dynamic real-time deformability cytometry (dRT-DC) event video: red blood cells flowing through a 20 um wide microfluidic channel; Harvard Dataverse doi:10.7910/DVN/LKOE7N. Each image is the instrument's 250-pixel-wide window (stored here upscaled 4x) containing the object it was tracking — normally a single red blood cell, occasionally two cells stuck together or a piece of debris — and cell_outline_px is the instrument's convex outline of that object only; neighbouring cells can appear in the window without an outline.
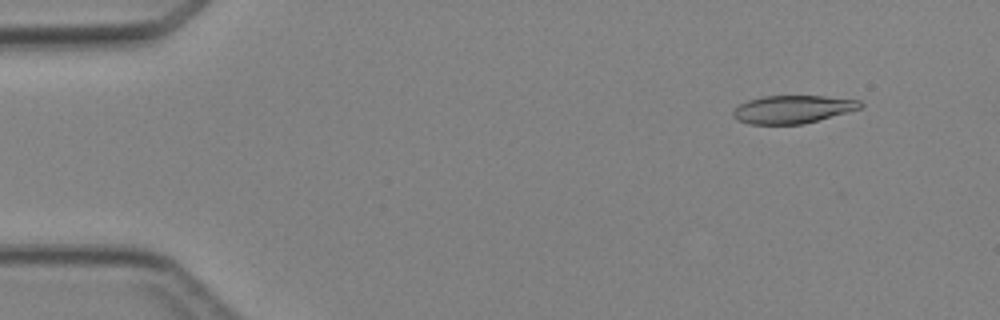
{"species": "Egyptian fruit bat (a non-hibernating species)", "species_latin": "Rousettus aegyptiacus", "temperature_condition": "cold", "stored_images_in_passage": 5, "camera_frame_rate_fps": 3000, "um_per_image_px": 0.085, "animal": {"sex": "female"}, "frame": {"image": 1, "passage_image": 2, "time_ms": 1.0, "image_size_px": [1000, 320], "cell_outline_px": [[864, 104], [860, 108], [848, 112], [804, 124], [748, 124], [736, 120], [732, 116], [732, 112], [740, 104], [748, 100], [760, 96], [824, 96], [860, 100]], "centroid_in_image_um": [67.36, 9.29], "position_along_channel_um": 17.6, "area_um2": 20.81}}